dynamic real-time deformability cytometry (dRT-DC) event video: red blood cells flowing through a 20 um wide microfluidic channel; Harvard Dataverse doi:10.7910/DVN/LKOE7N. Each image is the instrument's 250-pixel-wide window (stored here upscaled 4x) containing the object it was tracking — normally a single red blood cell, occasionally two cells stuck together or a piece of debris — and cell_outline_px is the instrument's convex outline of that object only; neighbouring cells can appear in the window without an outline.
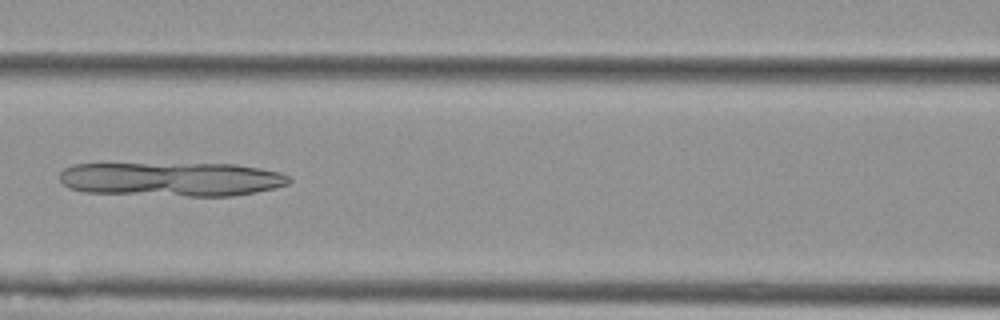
{"species": "Egyptian fruit bat (a non-hibernating species)", "species_latin": "Rousettus aegyptiacus", "temperature_condition": "cold", "stored_images_in_passage": 38, "camera_frame_rate_fps": 3000, "um_per_image_px": 0.085, "animal": {"sex": "female"}, "frame": {"image": 1, "passage_image": 8, "time_ms": 2.333, "image_size_px": [1000, 320], "cell_outline_px": [[292, 180], [288, 184], [256, 192], [232, 196], [188, 196], [84, 192], [68, 188], [60, 180], [60, 172], [64, 168], [72, 164], [236, 164], [260, 168], [280, 172], [288, 176]], "centroid_in_image_um": [14.58, 15.23], "position_along_channel_um": 152.0, "area_um2": 45.66}}
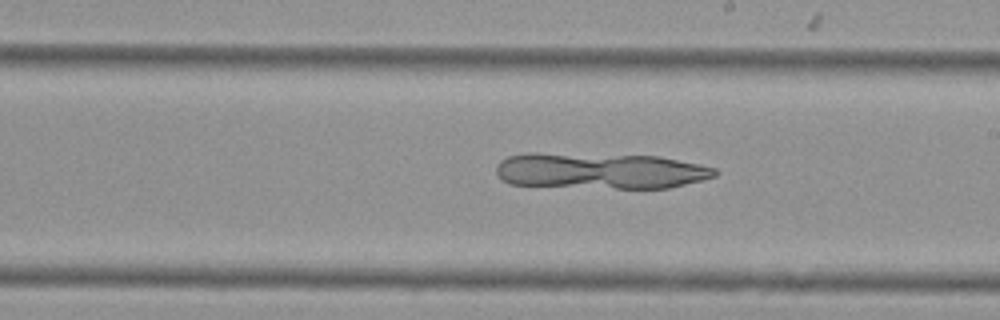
{"frame": {"image": 2, "passage_image": 15, "time_ms": 4.667, "image_size_px": [1000, 320], "cell_outline_px": [[720, 172], [716, 176], [668, 188], [616, 188], [508, 184], [496, 172], [496, 164], [500, 160], [508, 156], [524, 152], [536, 152], [660, 156], [700, 164], [716, 168]], "centroid_in_image_um": [51.01, 14.5], "position_along_channel_um": 238.0, "area_um2": 46.24}}
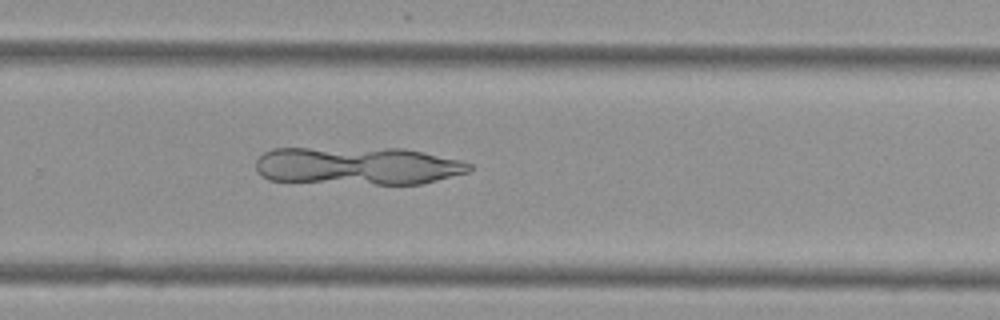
{"frame": {"image": 3, "passage_image": 20, "time_ms": 6.333, "image_size_px": [1000, 320], "cell_outline_px": [[472, 168], [468, 172], [420, 184], [376, 184], [268, 180], [256, 168], [256, 160], [264, 152], [272, 148], [404, 148], [460, 160], [472, 164]], "centroid_in_image_um": [30.41, 14.08], "position_along_channel_um": 299.4, "area_um2": 47.05}}